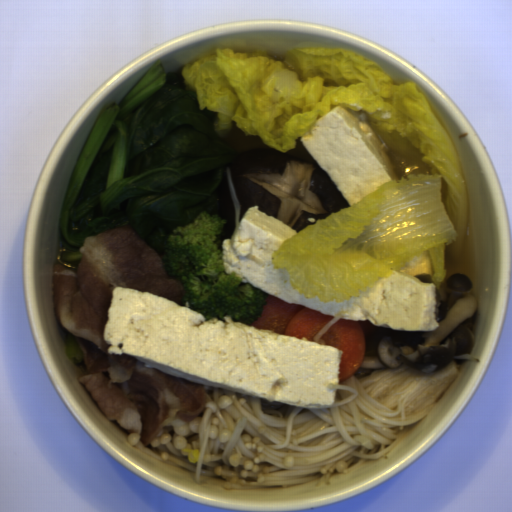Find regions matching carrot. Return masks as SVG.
<instances>
[{
    "label": "carrot",
    "instance_id": "b8716197",
    "mask_svg": "<svg viewBox=\"0 0 512 512\" xmlns=\"http://www.w3.org/2000/svg\"><path fill=\"white\" fill-rule=\"evenodd\" d=\"M334 317L335 315H326L307 306L289 303L269 294L261 316L250 326L301 340L307 338V342L315 343L314 338L317 333Z\"/></svg>",
    "mask_w": 512,
    "mask_h": 512
},
{
    "label": "carrot",
    "instance_id": "cead05ca",
    "mask_svg": "<svg viewBox=\"0 0 512 512\" xmlns=\"http://www.w3.org/2000/svg\"><path fill=\"white\" fill-rule=\"evenodd\" d=\"M319 339L324 340V345H331L342 351L339 384L356 374L365 354V336L357 320H345L341 317Z\"/></svg>",
    "mask_w": 512,
    "mask_h": 512
}]
</instances>
